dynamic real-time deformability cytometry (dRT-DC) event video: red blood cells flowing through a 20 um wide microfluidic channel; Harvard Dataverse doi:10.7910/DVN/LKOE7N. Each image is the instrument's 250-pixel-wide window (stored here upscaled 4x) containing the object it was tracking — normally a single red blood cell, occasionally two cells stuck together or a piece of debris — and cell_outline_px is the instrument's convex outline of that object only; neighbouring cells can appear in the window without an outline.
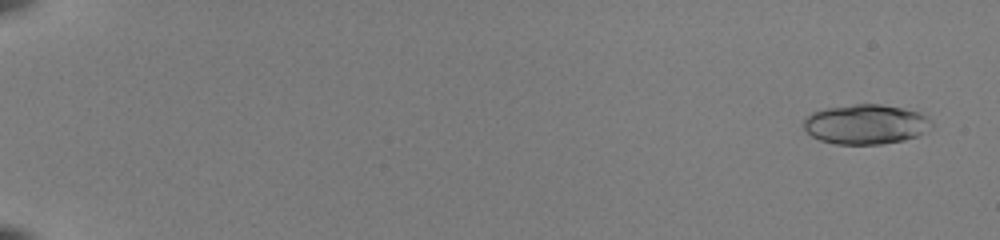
{"species": "common noctule bat (a hibernating species)", "species_latin": "Nyctalus noctula", "temperature_condition": "room temperature", "stored_images_in_passage": 27, "camera_frame_rate_fps": 3000, "um_per_image_px": 0.085, "animal": {"sex": "female", "body_mass_g": 22.0, "forearm_length_mm": 56.7}, "frame": {"image": 1, "passage_image": 3, "time_ms": 0.667, "image_size_px": [1000, 240], "cell_outline_px": [[932, 128], [916, 136], [904, 140], [880, 144], [836, 144], [820, 140], [812, 136], [804, 128], [804, 120], [812, 112], [828, 108], [856, 104], [880, 104], [920, 112], [928, 116], [932, 120]], "centroid_in_image_um": [73.62, 10.56], "position_along_channel_um": 11.4, "area_um2": 29.54}}
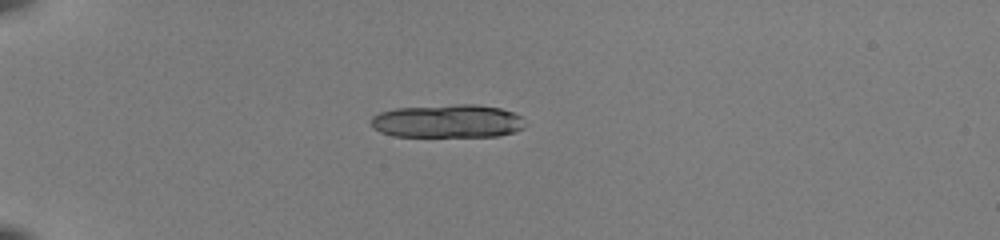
{"frame": {"image": 2, "passage_image": 17, "time_ms": 5.333, "image_size_px": [1000, 240], "cell_outline_px": [[528, 124], [524, 128], [516, 132], [500, 136], [392, 136], [380, 132], [372, 128], [372, 116], [380, 112], [396, 108], [456, 104], [476, 104], [500, 108], [512, 112], [520, 116]], "centroid_in_image_um": [38.09, 10.3], "position_along_channel_um": 46.9, "area_um2": 30.17}}